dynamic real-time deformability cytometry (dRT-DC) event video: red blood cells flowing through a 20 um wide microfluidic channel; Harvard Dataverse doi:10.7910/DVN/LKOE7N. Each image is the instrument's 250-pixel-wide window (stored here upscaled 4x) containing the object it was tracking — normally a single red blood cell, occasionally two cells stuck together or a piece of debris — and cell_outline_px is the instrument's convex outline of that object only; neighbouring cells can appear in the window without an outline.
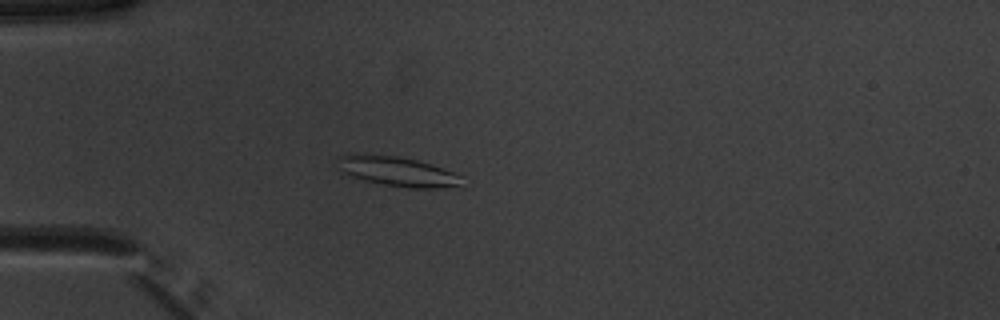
{"species": "common noctule bat (a hibernating species)", "species_latin": "Nyctalus noctula", "temperature_condition": "warm", "stored_images_in_passage": 53, "camera_frame_rate_fps": 3000, "um_per_image_px": 0.085, "animal": {"sex": "male", "body_mass_g": 20.1, "forearm_length_mm": 53.5}, "frame": {"image": 1, "passage_image": 16, "time_ms": 5.0, "image_size_px": [1000, 320], "cell_outline_px": [[464, 176], [456, 184], [436, 188], [408, 188], [380, 184], [340, 176], [336, 160], [336, 156], [396, 156], [416, 160]], "centroid_in_image_um": [33.62, 14.61], "position_along_channel_um": 51.4, "area_um2": 21.1}}
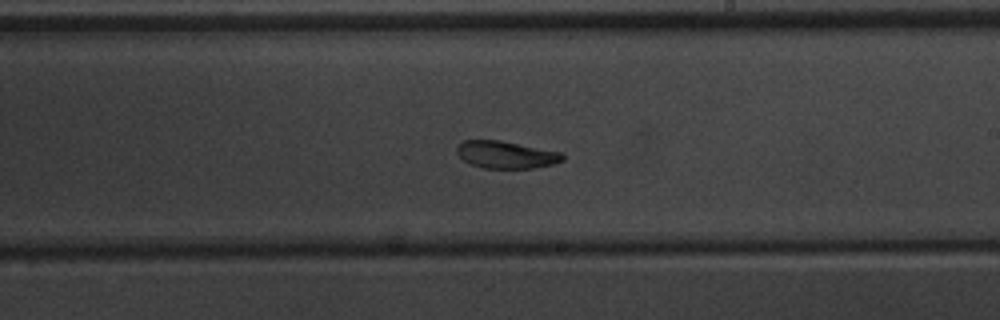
{"frame": {"image": 2, "passage_image": 32, "time_ms": 10.333, "image_size_px": [1000, 320], "cell_outline_px": [[564, 160], [556, 164], [532, 168], [484, 168], [468, 164], [456, 152], [456, 148], [464, 140], [500, 140], [560, 152], [564, 156]], "centroid_in_image_um": [43.01, 13.16], "position_along_channel_um": 246.0, "area_um2": 16.82}}
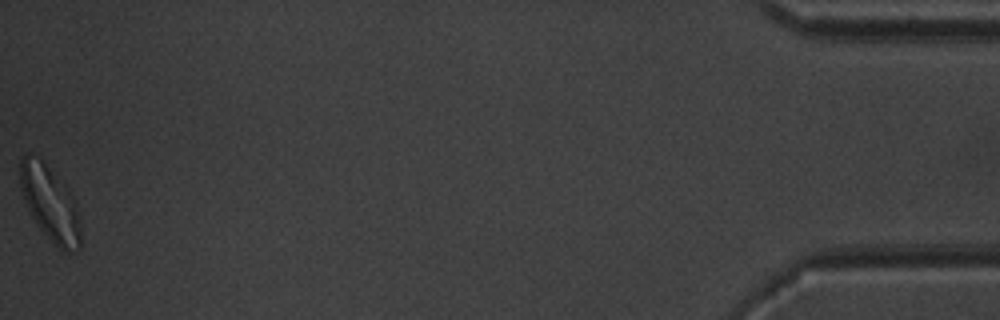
{"frame": {"image": 3, "passage_image": 53, "time_ms": 17.333, "image_size_px": [1000, 320], "cell_outline_px": [[80, 248], [68, 252], [64, 252], [52, 244], [36, 224], [28, 208], [20, 188], [20, 160], [28, 152], [40, 156], [76, 200], [80, 220]], "centroid_in_image_um": [4.26, 17.29], "position_along_channel_um": 430.9, "area_um2": 26.7}, "authors_computed_cell_mechanics": {"area_um2": 19.1896, "velocity_mm_per_s": 3.9323, "shape_relaxation_time_tau1_ms": 5.2669, "shape_relaxation_time_tau2_ms": 2.1018, "deformation_change_tau1": 0.1337, "deformation_change_tau2": 0.0741}}